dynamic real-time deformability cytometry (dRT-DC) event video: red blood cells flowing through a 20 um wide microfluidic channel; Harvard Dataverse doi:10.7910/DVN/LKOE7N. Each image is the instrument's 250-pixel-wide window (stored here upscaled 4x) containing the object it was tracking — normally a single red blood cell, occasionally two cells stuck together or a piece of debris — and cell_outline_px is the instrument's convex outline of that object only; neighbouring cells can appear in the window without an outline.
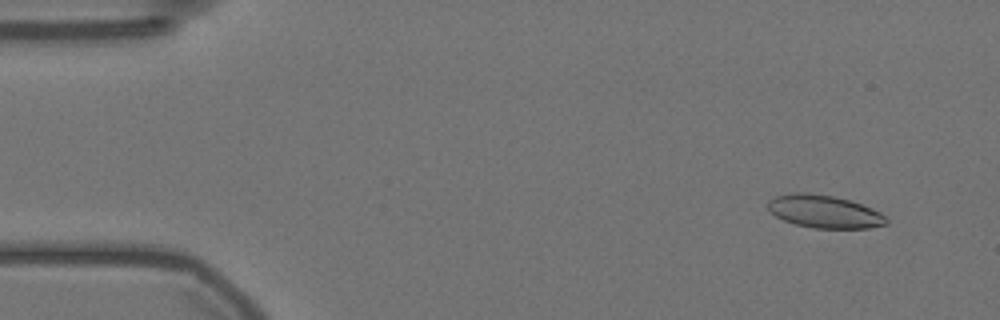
{"species": "Egyptian fruit bat (a non-hibernating species)", "species_latin": "Rousettus aegyptiacus", "temperature_condition": "warm", "stored_images_in_passage": 21, "camera_frame_rate_fps": 3000, "um_per_image_px": 0.085, "animal": {"sex": "female"}, "frame": {"image": 1, "passage_image": 1, "time_ms": 0.0, "image_size_px": [1000, 320], "cell_outline_px": [[888, 224], [868, 228], [812, 228], [796, 224], [784, 220], [776, 216], [768, 208], [768, 200], [772, 196], [788, 192], [808, 192], [832, 196], [852, 200], [872, 208], [880, 212], [888, 220]], "centroid_in_image_um": [70.05, 17.96], "position_along_channel_um": 14.9, "area_um2": 22.89}}
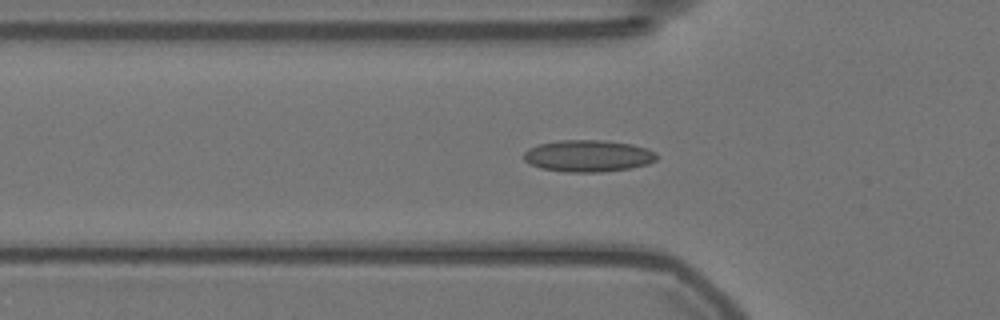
{"frame": {"image": 2, "passage_image": 15, "time_ms": 4.667, "image_size_px": [1000, 320], "cell_outline_px": [[656, 160], [648, 164], [632, 168], [600, 172], [564, 172], [540, 168], [524, 160], [524, 152], [528, 148], [540, 144], [560, 140], [600, 140], [632, 144], [656, 152]], "centroid_in_image_um": [49.98, 13.26], "position_along_channel_um": 75.8, "area_um2": 24.57}}
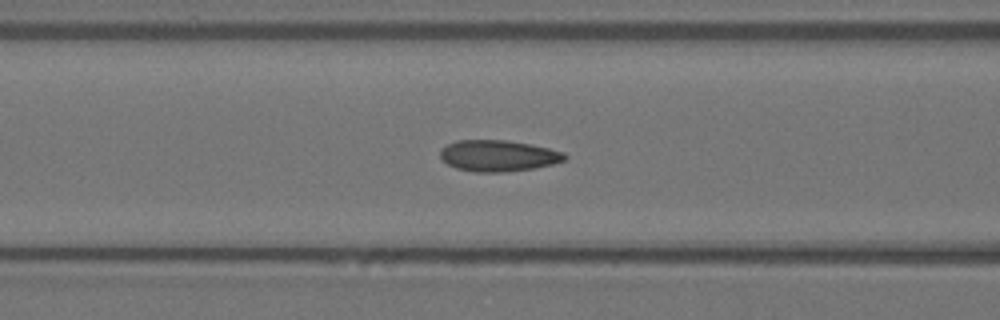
{"frame": {"image": 3, "passage_image": 19, "time_ms": 6.0, "image_size_px": [1000, 320], "cell_outline_px": [[568, 156], [564, 160], [552, 164], [532, 168], [500, 172], [476, 172], [456, 168], [448, 164], [440, 156], [440, 148], [456, 140], [508, 140], [532, 144], [564, 152]], "centroid_in_image_um": [42.34, 13.22], "position_along_channel_um": 124.3, "area_um2": 22.6}}